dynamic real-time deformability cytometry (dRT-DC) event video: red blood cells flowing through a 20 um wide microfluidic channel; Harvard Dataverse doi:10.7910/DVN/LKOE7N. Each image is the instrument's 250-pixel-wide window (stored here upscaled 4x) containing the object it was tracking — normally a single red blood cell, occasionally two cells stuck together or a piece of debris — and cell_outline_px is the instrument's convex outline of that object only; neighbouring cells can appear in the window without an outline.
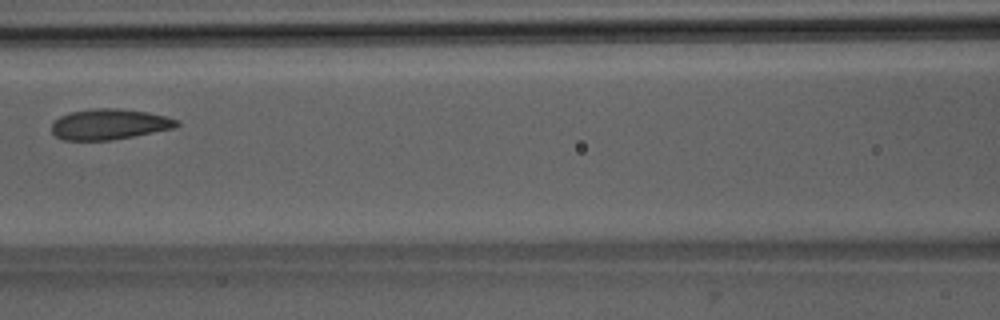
{"species": "Egyptian fruit bat (a non-hibernating species)", "species_latin": "Rousettus aegyptiacus", "temperature_condition": "room temperature", "stored_images_in_passage": 5, "camera_frame_rate_fps": 3000, "um_per_image_px": 0.085, "animal": {"sex": "male"}, "frame": {"image": 1, "passage_image": 5, "time_ms": 4.667, "image_size_px": [1000, 320], "cell_outline_px": [[180, 124], [176, 128], [112, 140], [64, 140], [56, 136], [52, 132], [52, 124], [60, 116], [68, 112], [92, 108], [116, 108], [148, 112], [180, 120]], "centroid_in_image_um": [9.31, 10.55], "position_along_channel_um": 157.3, "area_um2": 22.43}}